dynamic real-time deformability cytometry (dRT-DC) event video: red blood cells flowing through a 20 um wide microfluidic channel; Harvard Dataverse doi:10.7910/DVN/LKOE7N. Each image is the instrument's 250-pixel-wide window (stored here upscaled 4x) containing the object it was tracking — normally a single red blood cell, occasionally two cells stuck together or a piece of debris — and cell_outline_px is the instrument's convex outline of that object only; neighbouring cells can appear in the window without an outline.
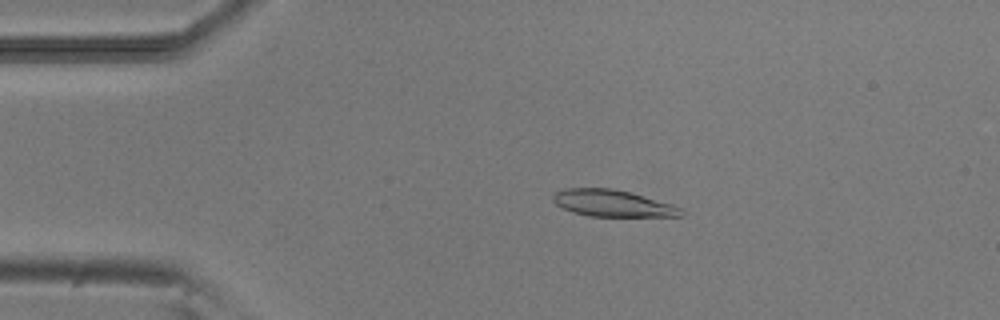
{"species": "common noctule bat (a hibernating species)", "species_latin": "Nyctalus noctula", "temperature_condition": "room temperature", "stored_images_in_passage": 50, "camera_frame_rate_fps": 3000, "um_per_image_px": 0.085, "animal": {"sex": "male", "body_mass_g": 20.5, "forearm_length_mm": 52.5}, "frame": {"image": 1, "passage_image": 8, "time_ms": 2.333, "image_size_px": [1000, 320], "cell_outline_px": [[684, 216], [588, 216], [564, 208], [556, 204], [552, 200], [552, 196], [556, 192], [564, 188], [612, 188], [628, 192], [672, 204], [680, 208], [684, 212]], "centroid_in_image_um": [52.06, 17.27], "position_along_channel_um": 32.9, "area_um2": 19.65}}
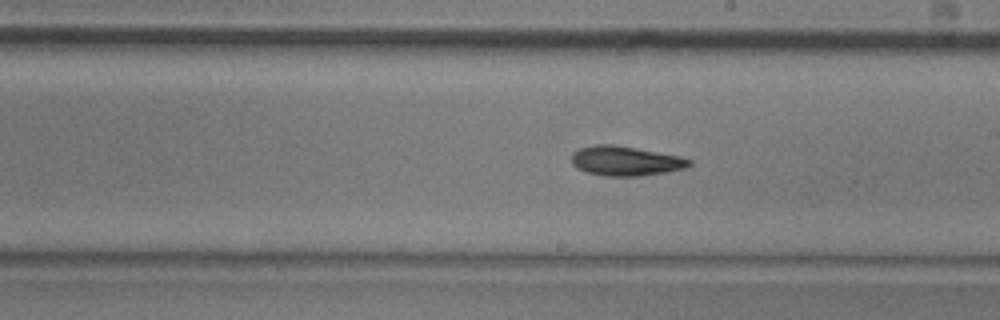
{"frame": {"image": 2, "passage_image": 27, "time_ms": 8.667, "image_size_px": [1000, 320], "cell_outline_px": [[692, 164], [684, 168], [668, 172], [640, 176], [604, 176], [584, 172], [576, 168], [572, 164], [572, 152], [580, 148], [596, 144], [612, 144], [636, 148], [680, 156], [692, 160]], "centroid_in_image_um": [53.15, 13.68], "position_along_channel_um": 235.8, "area_um2": 20.46}}
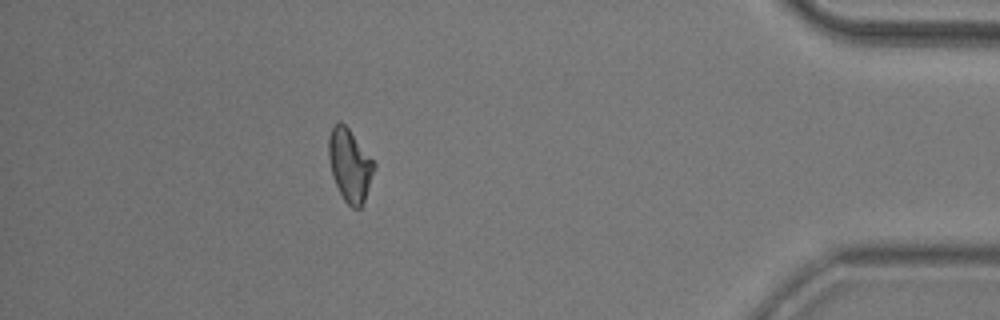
{"frame": {"image": 3, "passage_image": 44, "time_ms": 14.333, "image_size_px": [1000, 320], "cell_outline_px": [[376, 168], [364, 200], [360, 208], [352, 208], [344, 200], [336, 184], [332, 172], [328, 156], [328, 136], [332, 128], [340, 120], [348, 128], [376, 164]], "centroid_in_image_um": [29.74, 14.04], "position_along_channel_um": 405.5, "area_um2": 18.96}, "authors_computed_cell_mechanics": {"area_um2": 19.6809, "velocity_mm_per_s": 3.8487, "shape_relaxation_time_tau1_ms": null, "shape_relaxation_time_tau2_ms": 6.4081, "deformation_change_tau1": null, "deformation_change_tau2": 0.1379}}